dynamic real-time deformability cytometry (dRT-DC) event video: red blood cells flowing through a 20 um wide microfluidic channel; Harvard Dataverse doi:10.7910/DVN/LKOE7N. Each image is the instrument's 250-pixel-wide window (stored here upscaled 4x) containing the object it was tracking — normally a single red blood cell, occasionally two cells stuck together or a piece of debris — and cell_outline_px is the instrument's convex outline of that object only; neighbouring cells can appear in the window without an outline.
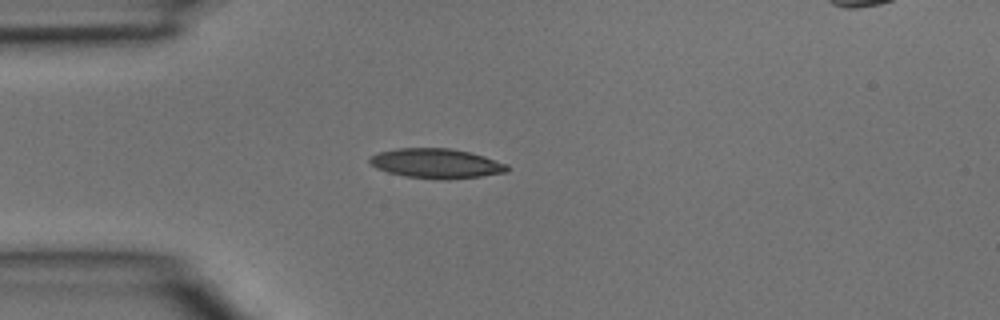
{"species": "common noctule bat (a hibernating species)", "species_latin": "Nyctalus noctula", "temperature_condition": "room temperature", "stored_images_in_passage": 1, "camera_frame_rate_fps": 3000, "um_per_image_px": 0.085, "animal": {"sex": "male", "body_mass_g": 15.6}, "frame": {"image": 1, "passage_image": 1, "time_ms": 0.0, "image_size_px": [1000, 320], "cell_outline_px": [[512, 168], [508, 172], [480, 176], [448, 180], [440, 180], [404, 176], [388, 172], [376, 168], [368, 160], [368, 156], [376, 152], [396, 148], [448, 148], [468, 152], [484, 156], [508, 164]], "centroid_in_image_um": [37.08, 13.89], "position_along_channel_um": 47.9, "area_um2": 24.1}}